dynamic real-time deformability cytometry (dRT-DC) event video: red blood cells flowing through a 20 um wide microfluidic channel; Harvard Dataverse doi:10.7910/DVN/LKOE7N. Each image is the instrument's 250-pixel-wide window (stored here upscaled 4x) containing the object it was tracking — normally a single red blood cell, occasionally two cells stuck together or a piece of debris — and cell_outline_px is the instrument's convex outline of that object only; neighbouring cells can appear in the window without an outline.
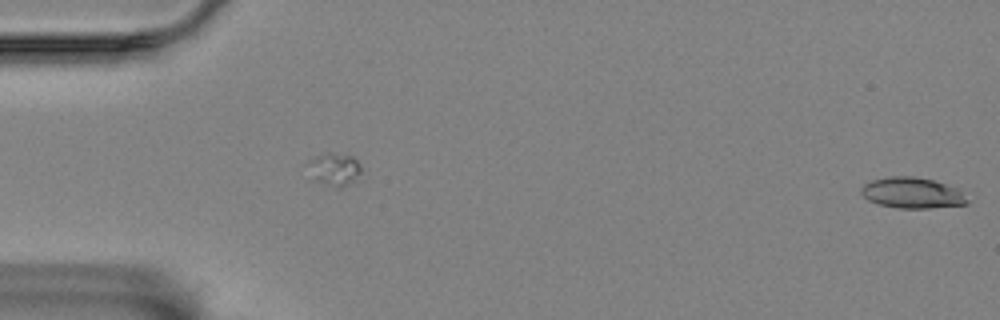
{"species": "Egyptian fruit bat (a non-hibernating species)", "species_latin": "Rousettus aegyptiacus", "temperature_condition": "room temperature", "stored_images_in_passage": 16, "segment_of_instrument_passage": [2, 2], "camera_frame_rate_fps": 3000, "um_per_image_px": 0.085, "animal": {"sex": "female"}, "frame": {"image": 1, "passage_image": 16, "time_ms": 5.0, "image_size_px": [1000, 320], "cell_outline_px": [[968, 204], [928, 208], [900, 208], [880, 204], [868, 200], [860, 192], [860, 188], [864, 184], [872, 180], [888, 176], [912, 176], [932, 180], [956, 188], [968, 200]], "centroid_in_image_um": [77.49, 16.39], "position_along_channel_um": 7.5, "area_um2": 18.79}}